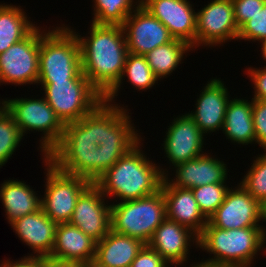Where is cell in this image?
<instances>
[{
	"label": "cell",
	"mask_w": 266,
	"mask_h": 267,
	"mask_svg": "<svg viewBox=\"0 0 266 267\" xmlns=\"http://www.w3.org/2000/svg\"><path fill=\"white\" fill-rule=\"evenodd\" d=\"M81 36L74 27L79 45L82 72L91 85L105 97L119 82L124 71L128 49L122 25L95 24Z\"/></svg>",
	"instance_id": "cell-1"
},
{
	"label": "cell",
	"mask_w": 266,
	"mask_h": 267,
	"mask_svg": "<svg viewBox=\"0 0 266 267\" xmlns=\"http://www.w3.org/2000/svg\"><path fill=\"white\" fill-rule=\"evenodd\" d=\"M142 141L144 139L94 182L113 203L154 194L161 189L165 176H173L168 167L163 169L143 152Z\"/></svg>",
	"instance_id": "cell-2"
},
{
	"label": "cell",
	"mask_w": 266,
	"mask_h": 267,
	"mask_svg": "<svg viewBox=\"0 0 266 267\" xmlns=\"http://www.w3.org/2000/svg\"><path fill=\"white\" fill-rule=\"evenodd\" d=\"M96 109L78 121L65 124L60 142L45 157L67 174L97 180L98 142Z\"/></svg>",
	"instance_id": "cell-3"
},
{
	"label": "cell",
	"mask_w": 266,
	"mask_h": 267,
	"mask_svg": "<svg viewBox=\"0 0 266 267\" xmlns=\"http://www.w3.org/2000/svg\"><path fill=\"white\" fill-rule=\"evenodd\" d=\"M266 232L264 227L221 229L205 226L198 236V248L208 253L205 261L235 267H252L258 254H266ZM265 252V253H264ZM213 255V256H212ZM211 258V259H210Z\"/></svg>",
	"instance_id": "cell-4"
},
{
	"label": "cell",
	"mask_w": 266,
	"mask_h": 267,
	"mask_svg": "<svg viewBox=\"0 0 266 267\" xmlns=\"http://www.w3.org/2000/svg\"><path fill=\"white\" fill-rule=\"evenodd\" d=\"M42 28L37 83L89 81L82 72L80 45L71 28L67 24Z\"/></svg>",
	"instance_id": "cell-5"
},
{
	"label": "cell",
	"mask_w": 266,
	"mask_h": 267,
	"mask_svg": "<svg viewBox=\"0 0 266 267\" xmlns=\"http://www.w3.org/2000/svg\"><path fill=\"white\" fill-rule=\"evenodd\" d=\"M165 219L162 189L140 199L111 203V230L141 240L146 245Z\"/></svg>",
	"instance_id": "cell-6"
},
{
	"label": "cell",
	"mask_w": 266,
	"mask_h": 267,
	"mask_svg": "<svg viewBox=\"0 0 266 267\" xmlns=\"http://www.w3.org/2000/svg\"><path fill=\"white\" fill-rule=\"evenodd\" d=\"M0 102L13 115L23 137L28 132H42L41 135H43L38 141V149L42 152V157H46L60 142L65 125L43 96L40 99L34 97L4 98Z\"/></svg>",
	"instance_id": "cell-7"
},
{
	"label": "cell",
	"mask_w": 266,
	"mask_h": 267,
	"mask_svg": "<svg viewBox=\"0 0 266 267\" xmlns=\"http://www.w3.org/2000/svg\"><path fill=\"white\" fill-rule=\"evenodd\" d=\"M38 84L43 88L44 99L64 125L88 116L104 101L90 81Z\"/></svg>",
	"instance_id": "cell-8"
},
{
	"label": "cell",
	"mask_w": 266,
	"mask_h": 267,
	"mask_svg": "<svg viewBox=\"0 0 266 267\" xmlns=\"http://www.w3.org/2000/svg\"><path fill=\"white\" fill-rule=\"evenodd\" d=\"M41 158L44 168L46 167L41 208L56 224L69 223L78 197L91 182L86 178L62 172L45 157Z\"/></svg>",
	"instance_id": "cell-9"
},
{
	"label": "cell",
	"mask_w": 266,
	"mask_h": 267,
	"mask_svg": "<svg viewBox=\"0 0 266 267\" xmlns=\"http://www.w3.org/2000/svg\"><path fill=\"white\" fill-rule=\"evenodd\" d=\"M40 27L0 53V86L37 85L39 76Z\"/></svg>",
	"instance_id": "cell-10"
},
{
	"label": "cell",
	"mask_w": 266,
	"mask_h": 267,
	"mask_svg": "<svg viewBox=\"0 0 266 267\" xmlns=\"http://www.w3.org/2000/svg\"><path fill=\"white\" fill-rule=\"evenodd\" d=\"M238 31L231 0H211L196 11V49L220 47L236 41Z\"/></svg>",
	"instance_id": "cell-11"
},
{
	"label": "cell",
	"mask_w": 266,
	"mask_h": 267,
	"mask_svg": "<svg viewBox=\"0 0 266 267\" xmlns=\"http://www.w3.org/2000/svg\"><path fill=\"white\" fill-rule=\"evenodd\" d=\"M230 187L224 202L209 217L206 226L221 229L266 227L262 221V204L254 199L239 183ZM262 223V224H260Z\"/></svg>",
	"instance_id": "cell-12"
},
{
	"label": "cell",
	"mask_w": 266,
	"mask_h": 267,
	"mask_svg": "<svg viewBox=\"0 0 266 267\" xmlns=\"http://www.w3.org/2000/svg\"><path fill=\"white\" fill-rule=\"evenodd\" d=\"M161 144L165 158L172 166H177L204 154L207 138L188 114L174 117Z\"/></svg>",
	"instance_id": "cell-13"
},
{
	"label": "cell",
	"mask_w": 266,
	"mask_h": 267,
	"mask_svg": "<svg viewBox=\"0 0 266 267\" xmlns=\"http://www.w3.org/2000/svg\"><path fill=\"white\" fill-rule=\"evenodd\" d=\"M108 201L101 190L91 183L78 197L69 223L94 241H101L111 230V204Z\"/></svg>",
	"instance_id": "cell-14"
},
{
	"label": "cell",
	"mask_w": 266,
	"mask_h": 267,
	"mask_svg": "<svg viewBox=\"0 0 266 267\" xmlns=\"http://www.w3.org/2000/svg\"><path fill=\"white\" fill-rule=\"evenodd\" d=\"M128 53L145 56L174 38L167 27L139 5L122 24Z\"/></svg>",
	"instance_id": "cell-15"
},
{
	"label": "cell",
	"mask_w": 266,
	"mask_h": 267,
	"mask_svg": "<svg viewBox=\"0 0 266 267\" xmlns=\"http://www.w3.org/2000/svg\"><path fill=\"white\" fill-rule=\"evenodd\" d=\"M189 0H141L143 6L169 30L174 39L196 50V9Z\"/></svg>",
	"instance_id": "cell-16"
},
{
	"label": "cell",
	"mask_w": 266,
	"mask_h": 267,
	"mask_svg": "<svg viewBox=\"0 0 266 267\" xmlns=\"http://www.w3.org/2000/svg\"><path fill=\"white\" fill-rule=\"evenodd\" d=\"M125 107L124 104L115 106L103 101L96 108L98 145H137L143 139L132 122L130 109Z\"/></svg>",
	"instance_id": "cell-17"
},
{
	"label": "cell",
	"mask_w": 266,
	"mask_h": 267,
	"mask_svg": "<svg viewBox=\"0 0 266 267\" xmlns=\"http://www.w3.org/2000/svg\"><path fill=\"white\" fill-rule=\"evenodd\" d=\"M220 78L208 80L195 101V111L188 114L206 136L223 129L226 108L232 98L227 86Z\"/></svg>",
	"instance_id": "cell-18"
},
{
	"label": "cell",
	"mask_w": 266,
	"mask_h": 267,
	"mask_svg": "<svg viewBox=\"0 0 266 267\" xmlns=\"http://www.w3.org/2000/svg\"><path fill=\"white\" fill-rule=\"evenodd\" d=\"M206 152L205 150V153L197 158L175 167L169 166L176 173L175 177L171 179V177L165 176L164 178L172 186L182 189H192L207 184L227 183L226 180L229 175L227 164L218 159L219 157H214V155L212 156V154Z\"/></svg>",
	"instance_id": "cell-19"
},
{
	"label": "cell",
	"mask_w": 266,
	"mask_h": 267,
	"mask_svg": "<svg viewBox=\"0 0 266 267\" xmlns=\"http://www.w3.org/2000/svg\"><path fill=\"white\" fill-rule=\"evenodd\" d=\"M57 225L42 210L17 218L10 226L17 237L33 252L27 256L50 257Z\"/></svg>",
	"instance_id": "cell-20"
},
{
	"label": "cell",
	"mask_w": 266,
	"mask_h": 267,
	"mask_svg": "<svg viewBox=\"0 0 266 267\" xmlns=\"http://www.w3.org/2000/svg\"><path fill=\"white\" fill-rule=\"evenodd\" d=\"M147 245L166 262H182L190 260L191 245L198 248V236L189 228L166 218L156 228Z\"/></svg>",
	"instance_id": "cell-21"
},
{
	"label": "cell",
	"mask_w": 266,
	"mask_h": 267,
	"mask_svg": "<svg viewBox=\"0 0 266 267\" xmlns=\"http://www.w3.org/2000/svg\"><path fill=\"white\" fill-rule=\"evenodd\" d=\"M161 189L166 203V218L189 228L199 236L208 223L191 189L172 186L165 178Z\"/></svg>",
	"instance_id": "cell-22"
},
{
	"label": "cell",
	"mask_w": 266,
	"mask_h": 267,
	"mask_svg": "<svg viewBox=\"0 0 266 267\" xmlns=\"http://www.w3.org/2000/svg\"><path fill=\"white\" fill-rule=\"evenodd\" d=\"M96 243L78 227L70 223H60L56 228L50 258L86 264L95 258Z\"/></svg>",
	"instance_id": "cell-23"
},
{
	"label": "cell",
	"mask_w": 266,
	"mask_h": 267,
	"mask_svg": "<svg viewBox=\"0 0 266 267\" xmlns=\"http://www.w3.org/2000/svg\"><path fill=\"white\" fill-rule=\"evenodd\" d=\"M146 244L112 230L96 243L94 261L103 267H130Z\"/></svg>",
	"instance_id": "cell-24"
},
{
	"label": "cell",
	"mask_w": 266,
	"mask_h": 267,
	"mask_svg": "<svg viewBox=\"0 0 266 267\" xmlns=\"http://www.w3.org/2000/svg\"><path fill=\"white\" fill-rule=\"evenodd\" d=\"M31 188L25 181L4 180L0 187V201L4 207L8 224L17 218L41 209V193Z\"/></svg>",
	"instance_id": "cell-25"
},
{
	"label": "cell",
	"mask_w": 266,
	"mask_h": 267,
	"mask_svg": "<svg viewBox=\"0 0 266 267\" xmlns=\"http://www.w3.org/2000/svg\"><path fill=\"white\" fill-rule=\"evenodd\" d=\"M252 102L253 99L237 97L228 102L222 132L231 143L255 144Z\"/></svg>",
	"instance_id": "cell-26"
},
{
	"label": "cell",
	"mask_w": 266,
	"mask_h": 267,
	"mask_svg": "<svg viewBox=\"0 0 266 267\" xmlns=\"http://www.w3.org/2000/svg\"><path fill=\"white\" fill-rule=\"evenodd\" d=\"M21 6L0 4V53L27 37L38 24L33 23Z\"/></svg>",
	"instance_id": "cell-27"
},
{
	"label": "cell",
	"mask_w": 266,
	"mask_h": 267,
	"mask_svg": "<svg viewBox=\"0 0 266 267\" xmlns=\"http://www.w3.org/2000/svg\"><path fill=\"white\" fill-rule=\"evenodd\" d=\"M127 77V83L130 82L132 88H136L137 91H147L148 89L153 88L155 85H158V79L155 77L151 67L148 65L145 56L135 55L128 53L125 61L124 71L121 76V79L116 84V86L104 97V102L119 106L117 102H114L118 98L119 91L123 80Z\"/></svg>",
	"instance_id": "cell-28"
},
{
	"label": "cell",
	"mask_w": 266,
	"mask_h": 267,
	"mask_svg": "<svg viewBox=\"0 0 266 267\" xmlns=\"http://www.w3.org/2000/svg\"><path fill=\"white\" fill-rule=\"evenodd\" d=\"M191 50L193 51L192 47L186 42L174 39L172 42L156 47L147 53L145 58L160 82L174 73L173 71L183 63L184 57H187Z\"/></svg>",
	"instance_id": "cell-29"
},
{
	"label": "cell",
	"mask_w": 266,
	"mask_h": 267,
	"mask_svg": "<svg viewBox=\"0 0 266 267\" xmlns=\"http://www.w3.org/2000/svg\"><path fill=\"white\" fill-rule=\"evenodd\" d=\"M95 24L122 25L125 19L140 5L141 0H93Z\"/></svg>",
	"instance_id": "cell-30"
},
{
	"label": "cell",
	"mask_w": 266,
	"mask_h": 267,
	"mask_svg": "<svg viewBox=\"0 0 266 267\" xmlns=\"http://www.w3.org/2000/svg\"><path fill=\"white\" fill-rule=\"evenodd\" d=\"M23 138L13 115L0 102V168L11 159Z\"/></svg>",
	"instance_id": "cell-31"
},
{
	"label": "cell",
	"mask_w": 266,
	"mask_h": 267,
	"mask_svg": "<svg viewBox=\"0 0 266 267\" xmlns=\"http://www.w3.org/2000/svg\"><path fill=\"white\" fill-rule=\"evenodd\" d=\"M239 184L261 204L266 201V151L255 156Z\"/></svg>",
	"instance_id": "cell-32"
},
{
	"label": "cell",
	"mask_w": 266,
	"mask_h": 267,
	"mask_svg": "<svg viewBox=\"0 0 266 267\" xmlns=\"http://www.w3.org/2000/svg\"><path fill=\"white\" fill-rule=\"evenodd\" d=\"M230 189L227 183L207 184L192 188L194 198L198 203L200 211L209 219V217L224 202L225 196Z\"/></svg>",
	"instance_id": "cell-33"
},
{
	"label": "cell",
	"mask_w": 266,
	"mask_h": 267,
	"mask_svg": "<svg viewBox=\"0 0 266 267\" xmlns=\"http://www.w3.org/2000/svg\"><path fill=\"white\" fill-rule=\"evenodd\" d=\"M266 42V2L259 12L245 22L238 31L237 41Z\"/></svg>",
	"instance_id": "cell-34"
},
{
	"label": "cell",
	"mask_w": 266,
	"mask_h": 267,
	"mask_svg": "<svg viewBox=\"0 0 266 267\" xmlns=\"http://www.w3.org/2000/svg\"><path fill=\"white\" fill-rule=\"evenodd\" d=\"M136 145H98L97 179Z\"/></svg>",
	"instance_id": "cell-35"
},
{
	"label": "cell",
	"mask_w": 266,
	"mask_h": 267,
	"mask_svg": "<svg viewBox=\"0 0 266 267\" xmlns=\"http://www.w3.org/2000/svg\"><path fill=\"white\" fill-rule=\"evenodd\" d=\"M252 116L255 132V144L266 151V100L253 99Z\"/></svg>",
	"instance_id": "cell-36"
},
{
	"label": "cell",
	"mask_w": 266,
	"mask_h": 267,
	"mask_svg": "<svg viewBox=\"0 0 266 267\" xmlns=\"http://www.w3.org/2000/svg\"><path fill=\"white\" fill-rule=\"evenodd\" d=\"M233 4L234 19L238 29L259 10L262 9L266 0H231Z\"/></svg>",
	"instance_id": "cell-37"
},
{
	"label": "cell",
	"mask_w": 266,
	"mask_h": 267,
	"mask_svg": "<svg viewBox=\"0 0 266 267\" xmlns=\"http://www.w3.org/2000/svg\"><path fill=\"white\" fill-rule=\"evenodd\" d=\"M247 73V78H250L252 82V87L254 89V94L252 99L266 100V66L264 67H247L245 69Z\"/></svg>",
	"instance_id": "cell-38"
},
{
	"label": "cell",
	"mask_w": 266,
	"mask_h": 267,
	"mask_svg": "<svg viewBox=\"0 0 266 267\" xmlns=\"http://www.w3.org/2000/svg\"><path fill=\"white\" fill-rule=\"evenodd\" d=\"M166 261L148 245H145L130 267H164Z\"/></svg>",
	"instance_id": "cell-39"
},
{
	"label": "cell",
	"mask_w": 266,
	"mask_h": 267,
	"mask_svg": "<svg viewBox=\"0 0 266 267\" xmlns=\"http://www.w3.org/2000/svg\"><path fill=\"white\" fill-rule=\"evenodd\" d=\"M41 258L33 256H24L16 261L9 258L1 261L0 267H40Z\"/></svg>",
	"instance_id": "cell-40"
},
{
	"label": "cell",
	"mask_w": 266,
	"mask_h": 267,
	"mask_svg": "<svg viewBox=\"0 0 266 267\" xmlns=\"http://www.w3.org/2000/svg\"><path fill=\"white\" fill-rule=\"evenodd\" d=\"M40 267H86L85 263L61 261L50 257L41 258Z\"/></svg>",
	"instance_id": "cell-41"
},
{
	"label": "cell",
	"mask_w": 266,
	"mask_h": 267,
	"mask_svg": "<svg viewBox=\"0 0 266 267\" xmlns=\"http://www.w3.org/2000/svg\"><path fill=\"white\" fill-rule=\"evenodd\" d=\"M192 267H235V266H228V265H221V264H212V263H207L205 261H198L193 264Z\"/></svg>",
	"instance_id": "cell-42"
},
{
	"label": "cell",
	"mask_w": 266,
	"mask_h": 267,
	"mask_svg": "<svg viewBox=\"0 0 266 267\" xmlns=\"http://www.w3.org/2000/svg\"><path fill=\"white\" fill-rule=\"evenodd\" d=\"M188 263V261H182V262H166L165 264H164V267H170L171 265L174 267L175 265L177 266V265H179V266H184L185 265V267H186V265L187 264H185V263ZM195 262H193L192 264H190V266L189 267H192L193 266V264H194Z\"/></svg>",
	"instance_id": "cell-43"
},
{
	"label": "cell",
	"mask_w": 266,
	"mask_h": 267,
	"mask_svg": "<svg viewBox=\"0 0 266 267\" xmlns=\"http://www.w3.org/2000/svg\"><path fill=\"white\" fill-rule=\"evenodd\" d=\"M260 47H261L260 51H261L263 60L266 61V42H264L262 45H260Z\"/></svg>",
	"instance_id": "cell-44"
},
{
	"label": "cell",
	"mask_w": 266,
	"mask_h": 267,
	"mask_svg": "<svg viewBox=\"0 0 266 267\" xmlns=\"http://www.w3.org/2000/svg\"><path fill=\"white\" fill-rule=\"evenodd\" d=\"M262 222L266 223V201L262 204Z\"/></svg>",
	"instance_id": "cell-45"
},
{
	"label": "cell",
	"mask_w": 266,
	"mask_h": 267,
	"mask_svg": "<svg viewBox=\"0 0 266 267\" xmlns=\"http://www.w3.org/2000/svg\"><path fill=\"white\" fill-rule=\"evenodd\" d=\"M86 267H103V266L99 265L93 260V261L86 263Z\"/></svg>",
	"instance_id": "cell-46"
}]
</instances>
